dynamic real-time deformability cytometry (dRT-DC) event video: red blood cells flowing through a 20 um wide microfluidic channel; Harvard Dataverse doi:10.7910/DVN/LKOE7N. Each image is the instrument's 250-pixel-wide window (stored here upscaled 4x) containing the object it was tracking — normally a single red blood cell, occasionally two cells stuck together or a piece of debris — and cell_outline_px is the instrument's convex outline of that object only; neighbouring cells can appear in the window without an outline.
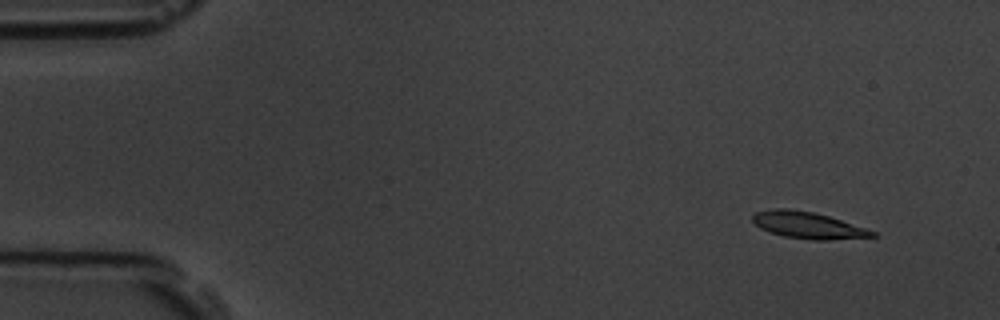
{"species": "common noctule bat (a hibernating species)", "species_latin": "Nyctalus noctula", "temperature_condition": "room temperature", "stored_images_in_passage": 5, "camera_frame_rate_fps": 3000, "um_per_image_px": 0.085, "animal": {"sex": "male", "body_mass_g": 19.5, "forearm_length_mm": 54.6}, "frame": {"image": 1, "passage_image": 2, "time_ms": 1.0, "image_size_px": [1000, 320], "cell_outline_px": [[880, 236], [828, 240], [812, 240], [784, 236], [760, 228], [752, 220], [752, 216], [756, 212], [776, 208], [788, 208], [812, 212], [828, 216], [876, 232]], "centroid_in_image_um": [68.67, 19.15], "position_along_channel_um": 16.3, "area_um2": 18.32}}
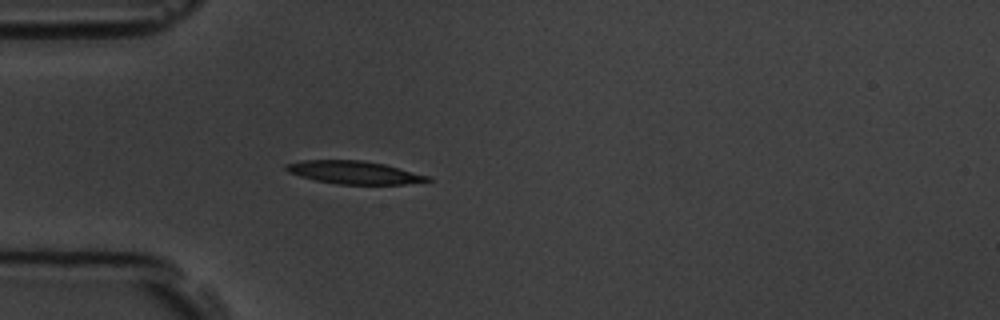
{"frame": {"image": 2, "passage_image": 5, "time_ms": 4.667, "image_size_px": [1000, 320], "cell_outline_px": [[432, 180], [404, 184], [336, 184], [316, 180], [300, 176], [288, 172], [284, 168], [284, 164], [304, 160], [360, 160], [384, 164], [428, 176]], "centroid_in_image_um": [30.04, 14.65], "position_along_channel_um": 55.0, "area_um2": 18.67}}